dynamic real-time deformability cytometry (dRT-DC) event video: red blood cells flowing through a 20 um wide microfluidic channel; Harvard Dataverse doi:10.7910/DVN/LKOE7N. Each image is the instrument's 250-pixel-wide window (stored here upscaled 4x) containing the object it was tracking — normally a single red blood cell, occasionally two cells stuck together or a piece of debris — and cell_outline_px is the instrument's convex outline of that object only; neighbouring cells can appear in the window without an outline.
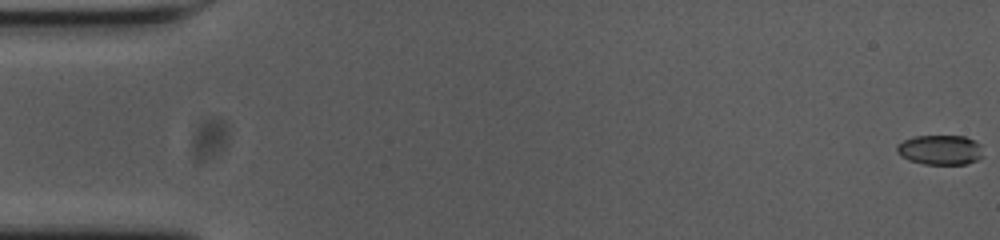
{"species": "common noctule bat (a hibernating species)", "species_latin": "Nyctalus noctula", "temperature_condition": "cold", "stored_images_in_passage": 57, "segment_of_instrument_passage": [1, 2], "camera_frame_rate_fps": 3000, "um_per_image_px": 0.085, "animal": {"sex": "female", "body_mass_g": 23.0, "forearm_length_mm": 53.4}, "frame": {"image": 1, "passage_image": 1, "time_ms": 0.0, "image_size_px": [1000, 240], "cell_outline_px": [[984, 156], [976, 160], [964, 164], [924, 164], [908, 160], [900, 156], [896, 152], [896, 144], [904, 140], [916, 136], [964, 136], [976, 140], [980, 144]], "centroid_in_image_um": [79.91, 12.74], "position_along_channel_um": 5.1, "area_um2": 15.14}}
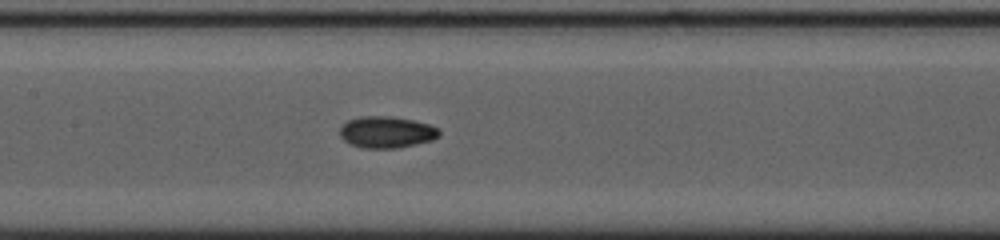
{"frame": {"image": 2, "passage_image": 27, "time_ms": 8.667, "image_size_px": [1000, 240], "cell_outline_px": [[440, 136], [432, 140], [396, 148], [364, 148], [352, 144], [344, 140], [340, 136], [340, 128], [348, 120], [360, 116], [392, 116], [412, 120], [428, 124], [440, 128]], "centroid_in_image_um": [32.87, 11.22], "position_along_channel_um": 174.5, "area_um2": 18.21}}
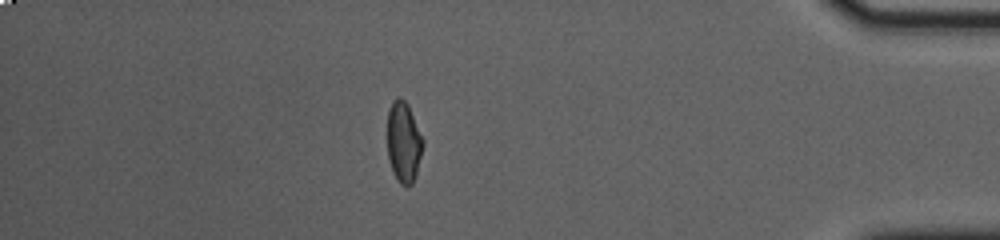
{"frame": {"image": 3, "passage_image": 49, "time_ms": 16.0, "image_size_px": [1000, 240], "cell_outline_px": [[424, 144], [416, 172], [412, 184], [408, 188], [400, 184], [396, 180], [392, 172], [388, 156], [388, 112], [392, 100], [396, 96], [400, 96], [408, 104], [424, 140]], "centroid_in_image_um": [34.31, 12.08], "position_along_channel_um": 400.9, "area_um2": 16.94}}